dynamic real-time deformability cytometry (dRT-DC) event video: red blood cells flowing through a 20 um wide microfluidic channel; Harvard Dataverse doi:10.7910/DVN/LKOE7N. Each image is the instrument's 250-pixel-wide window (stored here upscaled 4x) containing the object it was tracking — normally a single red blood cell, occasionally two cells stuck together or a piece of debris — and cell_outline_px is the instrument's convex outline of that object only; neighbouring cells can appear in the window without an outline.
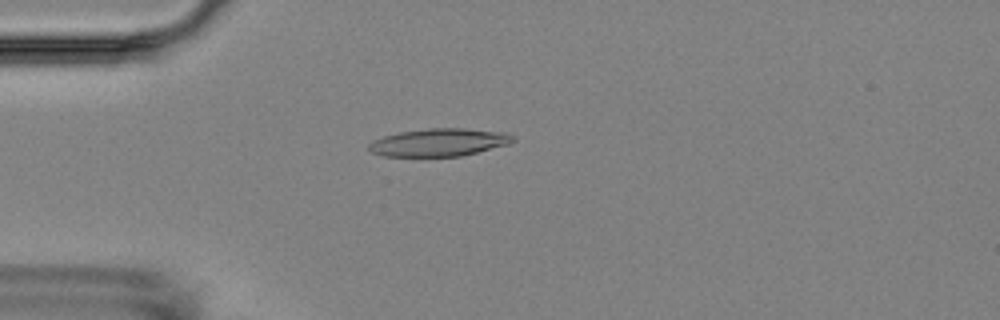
{"species": "Egyptian fruit bat (a non-hibernating species)", "species_latin": "Rousettus aegyptiacus", "temperature_condition": "room temperature", "stored_images_in_passage": 1, "camera_frame_rate_fps": 3000, "um_per_image_px": 0.085, "animal": {"sex": "female"}, "frame": {"image": 1, "passage_image": 1, "time_ms": 0.0, "image_size_px": [1000, 320], "cell_outline_px": [[516, 140], [508, 144], [460, 156], [384, 156], [372, 152], [368, 148], [368, 144], [372, 140], [384, 136], [400, 132], [428, 128], [464, 128], [508, 132], [516, 136]], "centroid_in_image_um": [37.35, 12.09], "position_along_channel_um": 47.6, "area_um2": 23.35}}